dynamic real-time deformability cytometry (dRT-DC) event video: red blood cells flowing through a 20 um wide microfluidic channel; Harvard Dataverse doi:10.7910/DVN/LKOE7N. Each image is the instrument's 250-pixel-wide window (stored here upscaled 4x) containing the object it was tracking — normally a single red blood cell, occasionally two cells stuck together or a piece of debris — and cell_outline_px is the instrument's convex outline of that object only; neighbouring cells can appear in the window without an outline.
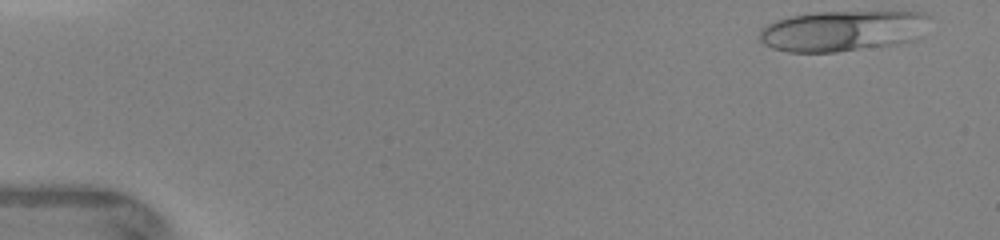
{"species": "human", "species_latin": "Homo sapiens", "temperature_condition": "warm", "stored_images_in_passage": 77, "camera_frame_rate_fps": 3000, "um_per_image_px": 0.085, "donor": {"sex": "female"}, "frame": {"image": 1, "passage_image": 1, "time_ms": 0.0, "image_size_px": [1000, 240], "cell_outline_px": [[928, 16], [912, 40], [892, 44], [836, 52], [788, 52], [772, 48], [764, 44], [760, 40], [760, 28], [776, 20], [792, 16], [820, 12], [920, 12]], "centroid_in_image_um": [71.47, 2.63], "position_along_channel_um": 13.5, "area_um2": 39.25}}
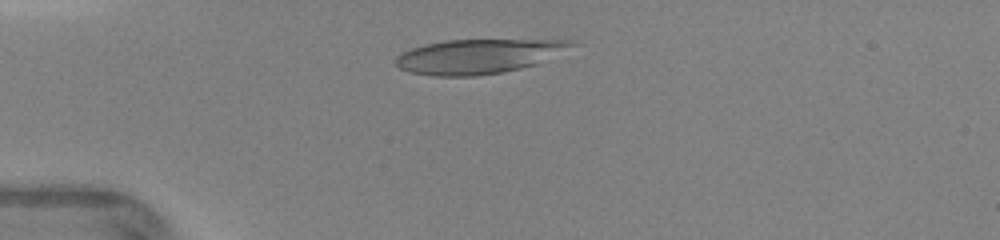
{"frame": {"image": 2, "passage_image": 22, "time_ms": 3.0, "image_size_px": [1000, 240], "cell_outline_px": [[576, 44], [536, 64], [504, 72], [476, 76], [432, 76], [408, 72], [400, 68], [396, 64], [396, 56], [412, 48], [444, 40], [568, 40]], "centroid_in_image_um": [40.59, 4.8], "position_along_channel_um": 44.4, "area_um2": 34.8}}